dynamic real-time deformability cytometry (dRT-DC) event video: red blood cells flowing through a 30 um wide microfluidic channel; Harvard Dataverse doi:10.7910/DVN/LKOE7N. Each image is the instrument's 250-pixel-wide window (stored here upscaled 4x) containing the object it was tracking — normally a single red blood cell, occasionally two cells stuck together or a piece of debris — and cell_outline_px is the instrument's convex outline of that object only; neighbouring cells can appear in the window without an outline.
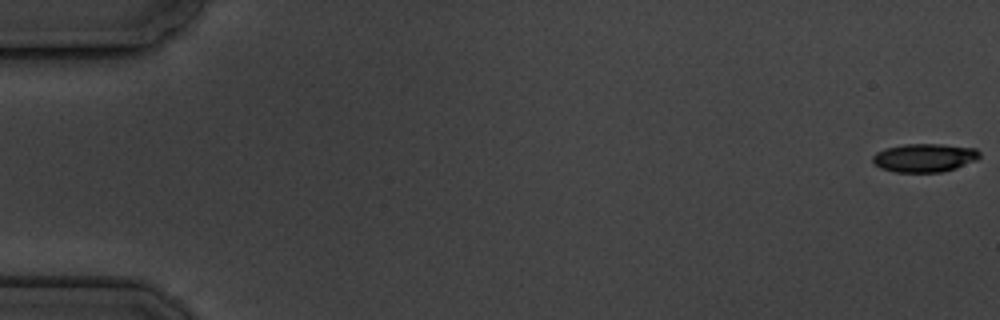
{"species": "common noctule bat (a hibernating species)", "species_latin": "Nyctalus noctula", "temperature_condition": "cold", "stored_images_in_passage": 6, "camera_frame_rate_fps": 3000, "um_per_image_px": 0.085, "animal": {"sex": "male", "body_mass_g": 19.5, "forearm_length_mm": 54.6}, "frame": {"image": 1, "passage_image": 1, "time_ms": 0.0, "image_size_px": [1000, 320], "cell_outline_px": [[980, 156], [976, 160], [956, 168], [940, 172], [896, 172], [880, 168], [872, 160], [872, 156], [876, 152], [884, 148], [904, 144], [940, 144], [976, 148], [980, 152]], "centroid_in_image_um": [78.57, 13.4], "position_along_channel_um": 6.4, "area_um2": 17.74}}
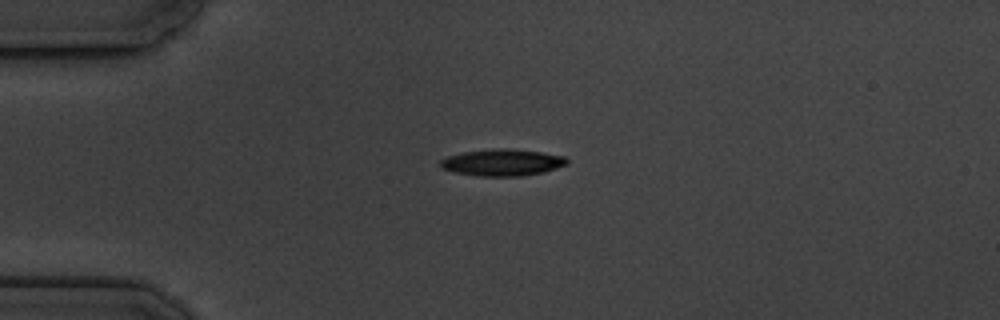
{"frame": {"image": 2, "passage_image": 5, "time_ms": 4.667, "image_size_px": [1000, 320], "cell_outline_px": [[568, 164], [544, 172], [520, 176], [480, 176], [456, 172], [440, 168], [440, 160], [448, 156], [464, 152], [492, 148], [504, 148], [540, 152], [564, 156], [568, 160]], "centroid_in_image_um": [42.7, 13.81], "position_along_channel_um": 42.3, "area_um2": 19.59}}